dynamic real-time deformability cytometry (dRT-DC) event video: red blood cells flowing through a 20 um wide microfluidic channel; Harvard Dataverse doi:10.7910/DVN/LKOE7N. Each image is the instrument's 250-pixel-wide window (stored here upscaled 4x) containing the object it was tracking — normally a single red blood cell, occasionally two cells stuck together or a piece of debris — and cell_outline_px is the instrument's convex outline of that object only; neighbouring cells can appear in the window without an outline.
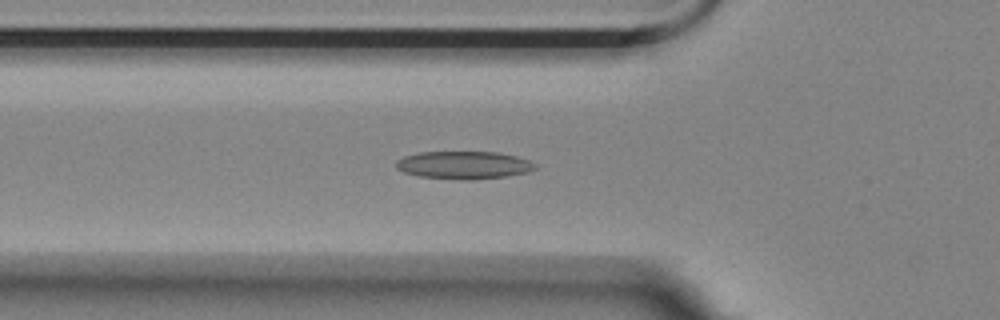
{"species": "Egyptian fruit bat (a non-hibernating species)", "species_latin": "Rousettus aegyptiacus", "temperature_condition": "room temperature", "stored_images_in_passage": 40, "camera_frame_rate_fps": 3000, "um_per_image_px": 0.085, "animal": {"sex": "female"}, "frame": {"image": 1, "passage_image": 2, "time_ms": 0.333, "image_size_px": [1000, 320], "cell_outline_px": [[536, 168], [528, 172], [508, 176], [472, 180], [460, 180], [420, 176], [404, 172], [396, 168], [396, 160], [404, 156], [420, 152], [500, 152], [516, 156], [528, 160], [536, 164]], "centroid_in_image_um": [39.43, 14.03], "position_along_channel_um": 86.4, "area_um2": 22.6}}
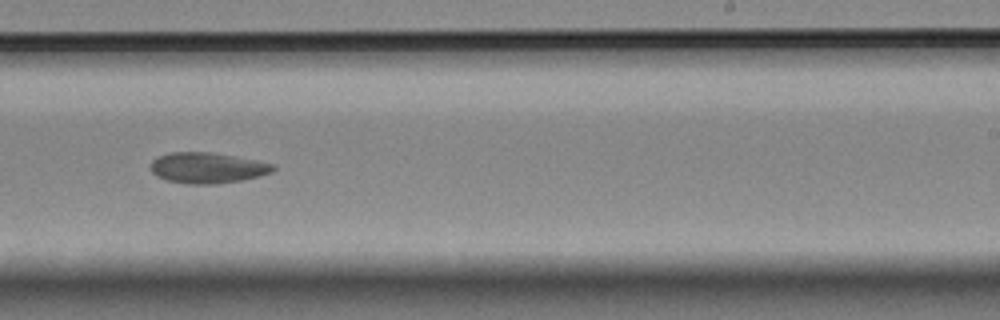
{"frame": {"image": 2, "passage_image": 18, "time_ms": 5.667, "image_size_px": [1000, 320], "cell_outline_px": [[276, 168], [272, 172], [260, 176], [244, 180], [216, 184], [188, 184], [168, 180], [156, 176], [152, 172], [152, 160], [156, 156], [168, 152], [212, 152], [256, 160], [276, 164]], "centroid_in_image_um": [17.65, 14.26], "position_along_channel_um": 271.3, "area_um2": 22.14}}
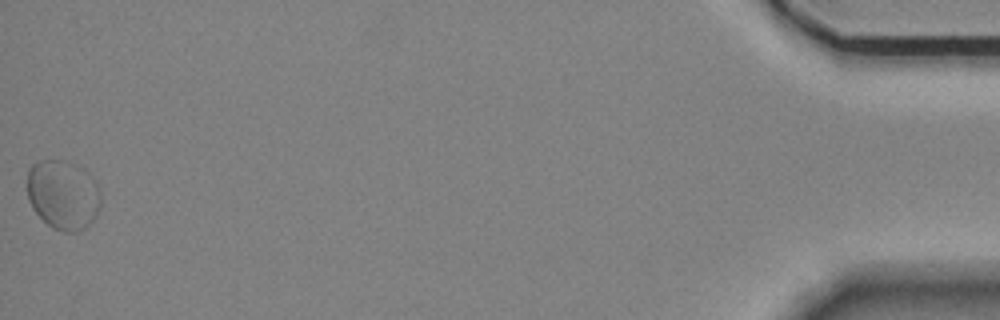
{"frame": {"image": 3, "passage_image": 40, "time_ms": 13.0, "image_size_px": [1000, 320], "cell_outline_px": [[100, 208], [96, 216], [84, 228], [76, 232], [64, 232], [52, 228], [32, 208], [28, 200], [28, 168], [32, 164], [40, 160], [56, 160], [84, 168], [92, 176], [100, 192]], "centroid_in_image_um": [5.36, 16.56], "position_along_channel_um": 429.8, "area_um2": 29.71}}